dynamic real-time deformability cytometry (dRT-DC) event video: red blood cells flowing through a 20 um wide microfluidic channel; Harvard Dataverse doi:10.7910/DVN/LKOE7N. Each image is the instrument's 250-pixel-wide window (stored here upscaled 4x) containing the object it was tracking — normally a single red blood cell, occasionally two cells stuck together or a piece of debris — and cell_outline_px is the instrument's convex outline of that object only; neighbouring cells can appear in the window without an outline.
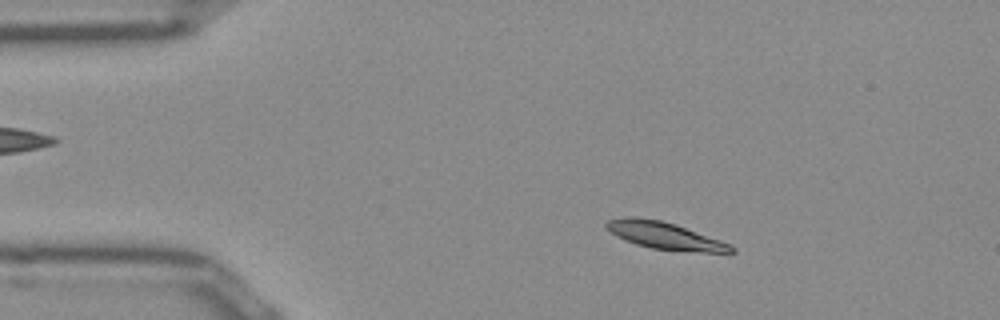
{"species": "Egyptian fruit bat (a non-hibernating species)", "species_latin": "Rousettus aegyptiacus", "temperature_condition": "room temperature", "stored_images_in_passage": 14, "camera_frame_rate_fps": 3000, "um_per_image_px": 0.085, "frame": {"image": 1, "passage_image": 8, "time_ms": 2.333, "image_size_px": [1000, 320], "cell_outline_px": [[736, 252], [700, 252], [652, 248], [636, 244], [624, 240], [616, 236], [604, 228], [604, 224], [608, 220], [632, 216], [660, 220], [676, 224], [732, 244], [736, 248]], "centroid_in_image_um": [56.51, 20.02], "position_along_channel_um": 28.5, "area_um2": 19.77}}